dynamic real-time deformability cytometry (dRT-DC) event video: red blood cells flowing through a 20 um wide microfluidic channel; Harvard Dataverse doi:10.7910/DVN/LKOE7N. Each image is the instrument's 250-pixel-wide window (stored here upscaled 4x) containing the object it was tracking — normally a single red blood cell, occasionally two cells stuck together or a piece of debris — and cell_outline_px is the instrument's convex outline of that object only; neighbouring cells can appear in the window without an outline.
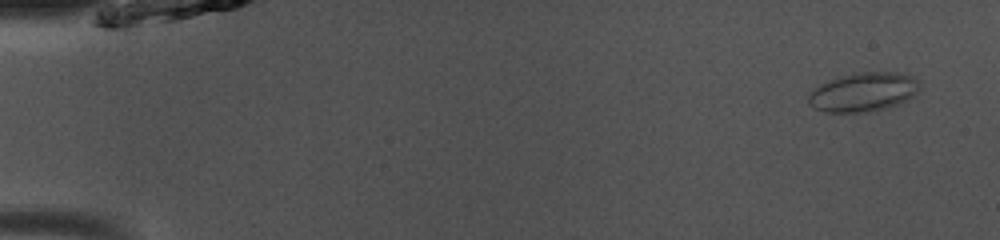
{"species": "common noctule bat (a hibernating species)", "species_latin": "Nyctalus noctula", "temperature_condition": "room temperature", "stored_images_in_passage": 49, "camera_frame_rate_fps": 3000, "um_per_image_px": 0.085, "animal": {"sex": "male", "body_mass_g": 13.0, "forearm_length_mm": 53.1}, "frame": {"image": 1, "passage_image": 3, "time_ms": 0.667, "image_size_px": [1000, 240], "cell_outline_px": [[920, 88], [912, 96], [896, 104], [884, 108], [864, 112], [824, 112], [808, 104], [808, 96], [820, 84], [836, 76], [860, 72], [896, 72], [912, 76], [920, 80]], "centroid_in_image_um": [73.38, 7.8], "position_along_channel_um": 11.6, "area_um2": 25.14}}
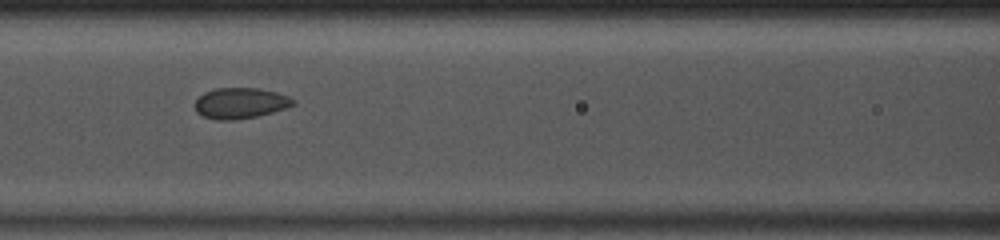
{"frame": {"image": 2, "passage_image": 22, "time_ms": 7.0, "image_size_px": [1000, 240], "cell_outline_px": [[296, 104], [272, 112], [256, 116], [232, 120], [216, 120], [204, 116], [196, 112], [196, 100], [204, 92], [216, 88], [260, 88], [276, 92], [288, 96], [296, 100]], "centroid_in_image_um": [20.44, 8.76], "position_along_channel_um": 146.2, "area_um2": 17.51}}
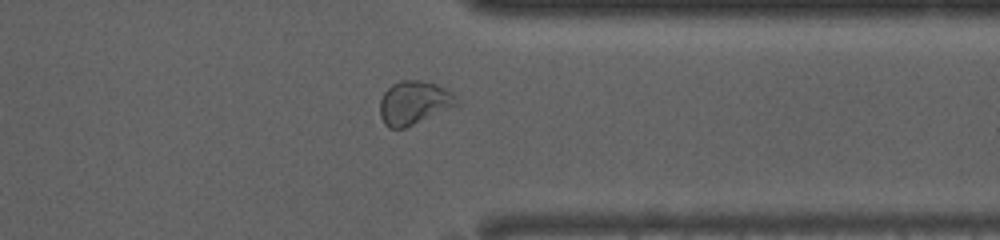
{"frame": {"image": 3, "passage_image": 39, "time_ms": 12.667, "image_size_px": [1000, 240], "cell_outline_px": [[460, 104], [404, 128], [388, 128], [384, 124], [380, 116], [380, 100], [384, 92], [392, 84], [400, 80], [420, 80], [436, 84], [452, 92]], "centroid_in_image_um": [35.17, 8.73], "position_along_channel_um": 376.2, "area_um2": 19.36}, "authors_computed_cell_mechanics": {"area_um2": 19.3052, "velocity_mm_per_s": 4.0815, "shape_relaxation_time_tau1_ms": null, "shape_relaxation_time_tau2_ms": 1.0917, "deformation_change_tau1": null, "deformation_change_tau2": 0.0493}}